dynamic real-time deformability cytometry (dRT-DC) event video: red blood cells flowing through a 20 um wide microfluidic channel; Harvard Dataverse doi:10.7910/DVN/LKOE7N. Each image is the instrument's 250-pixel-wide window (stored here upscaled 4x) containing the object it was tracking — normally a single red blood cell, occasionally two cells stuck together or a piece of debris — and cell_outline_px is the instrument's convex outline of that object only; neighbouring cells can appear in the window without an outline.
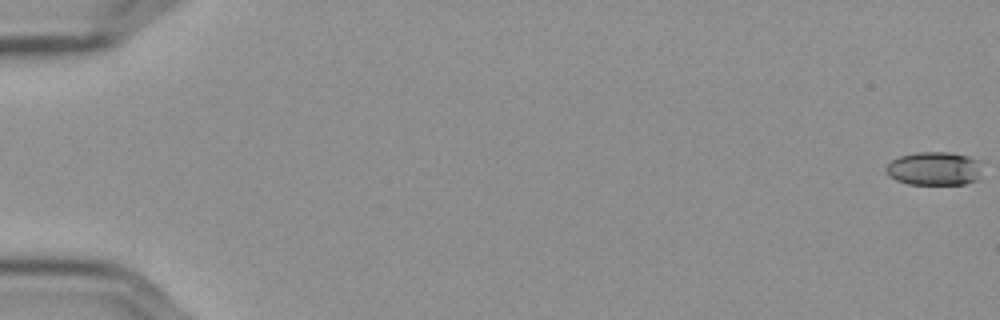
{"species": "Egyptian fruit bat (a non-hibernating species)", "species_latin": "Rousettus aegyptiacus", "temperature_condition": "cold", "stored_images_in_passage": 58, "camera_frame_rate_fps": 3000, "um_per_image_px": 0.085, "frame": {"image": 1, "passage_image": 1, "time_ms": 0.0, "image_size_px": [1000, 320], "cell_outline_px": [[980, 160], [976, 180], [964, 184], [908, 184], [896, 180], [888, 176], [884, 172], [884, 168], [892, 160], [900, 156], [916, 152], [948, 152], [968, 156]], "centroid_in_image_um": [79.34, 14.32], "position_along_channel_um": 5.7, "area_um2": 18.73}}
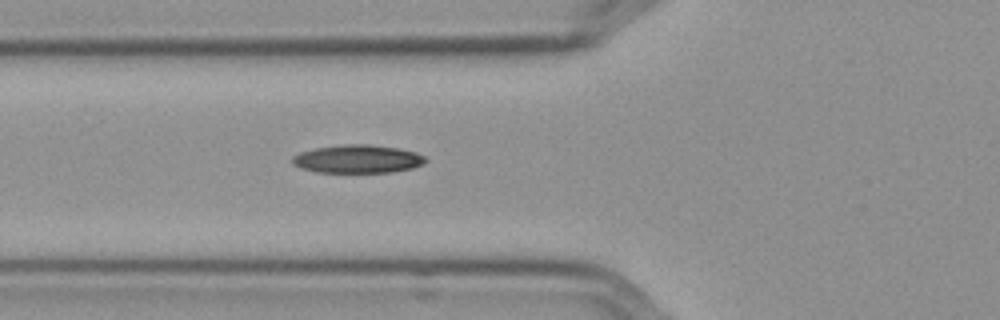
{"frame": {"image": 2, "passage_image": 23, "time_ms": 7.333, "image_size_px": [1000, 320], "cell_outline_px": [[428, 160], [424, 164], [412, 168], [392, 172], [316, 172], [300, 168], [292, 164], [292, 156], [300, 152], [316, 148], [348, 144], [368, 144], [400, 148], [416, 152], [424, 156]], "centroid_in_image_um": [30.42, 13.51], "position_along_channel_um": 95.4, "area_um2": 21.96}}
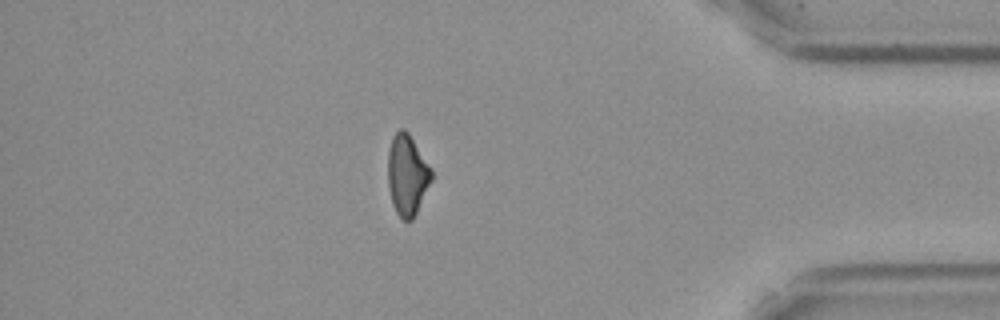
{"frame": {"image": 3, "passage_image": 51, "time_ms": 16.667, "image_size_px": [1000, 320], "cell_outline_px": [[432, 180], [412, 220], [404, 220], [396, 212], [392, 204], [388, 184], [388, 152], [392, 136], [400, 128], [404, 128], [408, 132], [432, 168]], "centroid_in_image_um": [34.61, 14.84], "position_along_channel_um": 400.6, "area_um2": 20.46}, "authors_computed_cell_mechanics": {"area_um2": 20.7213, "velocity_mm_per_s": 3.6072, "shape_relaxation_time_tau1_ms": null, "shape_relaxation_time_tau2_ms": 7.0058, "deformation_change_tau1": null, "deformation_change_tau2": 0.1339}}